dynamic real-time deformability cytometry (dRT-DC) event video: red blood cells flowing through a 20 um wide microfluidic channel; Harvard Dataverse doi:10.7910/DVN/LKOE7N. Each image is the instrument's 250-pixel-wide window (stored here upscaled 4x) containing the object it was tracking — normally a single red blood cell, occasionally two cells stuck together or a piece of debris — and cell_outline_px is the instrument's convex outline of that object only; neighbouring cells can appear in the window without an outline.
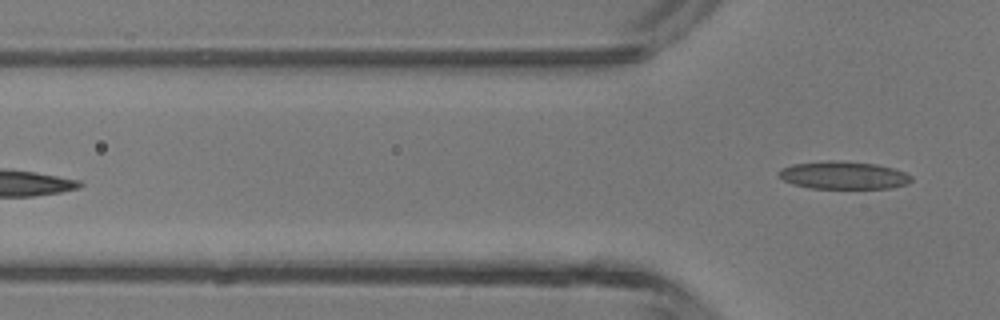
{"species": "common noctule bat (a hibernating species)", "species_latin": "Nyctalus noctula", "temperature_condition": "room temperature", "stored_images_in_passage": 5, "camera_frame_rate_fps": 3000, "um_per_image_px": 0.085, "animal": {"sex": "male", "body_mass_g": 13.3}, "frame": {"image": 1, "passage_image": 5, "time_ms": 1.333, "image_size_px": [1000, 320], "cell_outline_px": [[912, 180], [908, 184], [892, 188], [808, 188], [792, 184], [776, 176], [776, 172], [780, 168], [792, 164], [828, 160], [840, 160], [876, 164], [892, 168], [904, 172], [912, 176]], "centroid_in_image_um": [71.64, 14.89], "position_along_channel_um": 54.2, "area_um2": 21.73}}